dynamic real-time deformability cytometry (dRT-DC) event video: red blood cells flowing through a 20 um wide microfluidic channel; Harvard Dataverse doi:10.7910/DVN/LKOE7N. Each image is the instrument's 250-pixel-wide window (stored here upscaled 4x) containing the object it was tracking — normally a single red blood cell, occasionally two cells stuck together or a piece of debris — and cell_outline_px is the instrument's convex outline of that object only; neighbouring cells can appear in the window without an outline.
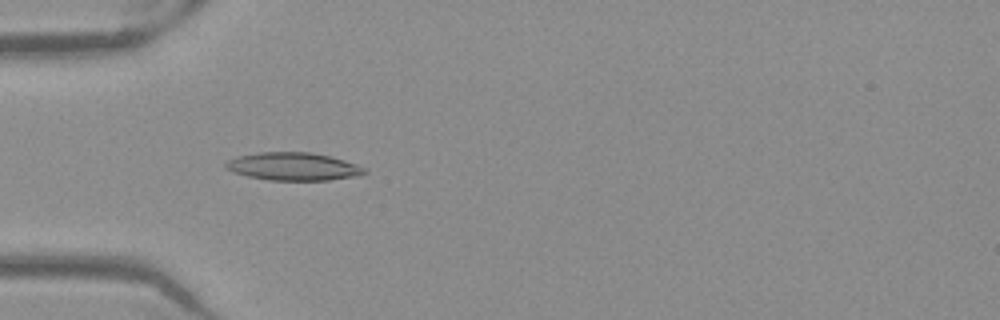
{"species": "Egyptian fruit bat (a non-hibernating species)", "species_latin": "Rousettus aegyptiacus", "temperature_condition": "warm", "stored_images_in_passage": 52, "camera_frame_rate_fps": 3000, "um_per_image_px": 0.085, "frame": {"image": 1, "passage_image": 17, "time_ms": 5.333, "image_size_px": [1000, 320], "cell_outline_px": [[368, 172], [360, 176], [328, 180], [268, 180], [248, 176], [232, 172], [224, 168], [224, 164], [228, 160], [236, 156], [260, 152], [312, 152], [344, 160], [356, 164], [364, 168]], "centroid_in_image_um": [24.91, 14.15], "position_along_channel_um": 60.1, "area_um2": 22.66}}
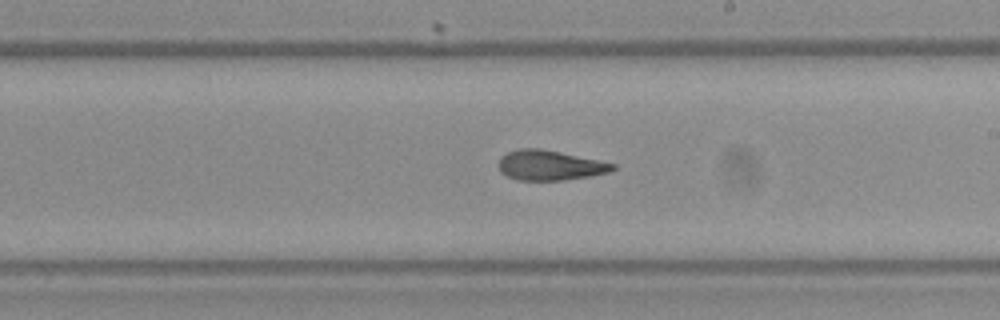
{"frame": {"image": 2, "passage_image": 31, "time_ms": 10.0, "image_size_px": [1000, 320], "cell_outline_px": [[616, 168], [608, 172], [592, 176], [564, 180], [516, 180], [500, 172], [500, 156], [508, 152], [520, 148], [540, 148], [560, 152], [616, 164]], "centroid_in_image_um": [46.73, 14.05], "position_along_channel_um": 242.3, "area_um2": 19.83}}
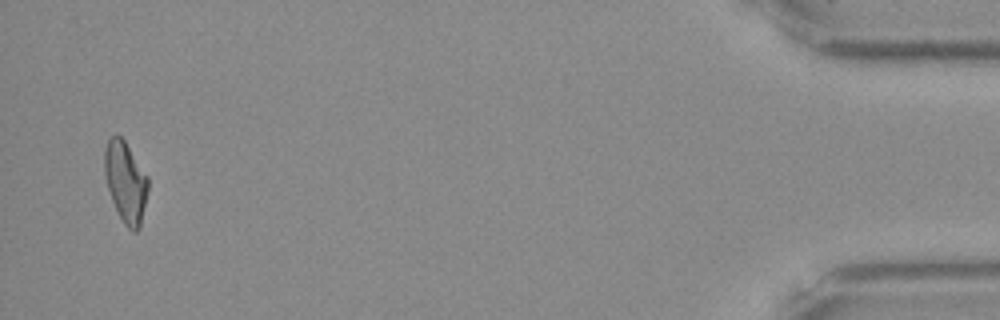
{"frame": {"image": 3, "passage_image": 51, "time_ms": 16.667, "image_size_px": [1000, 320], "cell_outline_px": [[148, 192], [140, 228], [136, 232], [132, 232], [124, 224], [112, 200], [108, 188], [104, 172], [104, 148], [108, 140], [116, 132], [124, 140], [148, 176]], "centroid_in_image_um": [10.68, 15.46], "position_along_channel_um": 424.5, "area_um2": 20.58}, "authors_computed_cell_mechanics": {"area_um2": 20.808, "velocity_mm_per_s": 3.9703, "shape_relaxation_time_tau1_ms": 4.0, "shape_relaxation_time_tau2_ms": 2.2913, "deformation_change_tau1": 0.1751, "deformation_change_tau2": 0.1144}}